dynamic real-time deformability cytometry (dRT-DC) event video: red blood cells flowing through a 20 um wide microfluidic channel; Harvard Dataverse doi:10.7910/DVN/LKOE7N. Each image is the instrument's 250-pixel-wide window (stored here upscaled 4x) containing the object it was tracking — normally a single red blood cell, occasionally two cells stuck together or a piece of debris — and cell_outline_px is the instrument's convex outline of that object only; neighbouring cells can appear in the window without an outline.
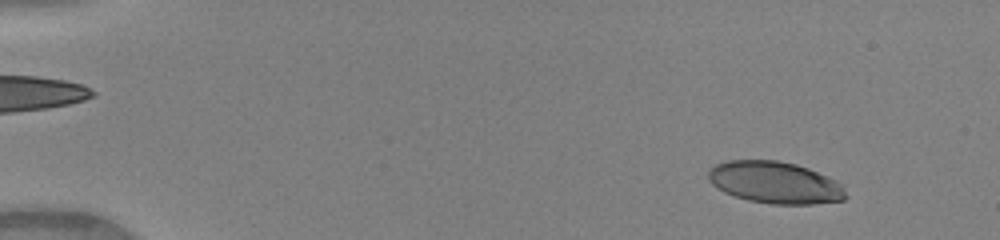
{"species": "human", "species_latin": "Homo sapiens", "temperature_condition": "warm", "stored_images_in_passage": 49, "camera_frame_rate_fps": 3000, "um_per_image_px": 0.085, "donor": {"sex": "female"}, "frame": {"image": 1, "passage_image": 5, "time_ms": 1.333, "image_size_px": [1000, 240], "cell_outline_px": [[848, 196], [844, 200], [812, 204], [772, 204], [748, 200], [724, 192], [712, 184], [708, 180], [708, 172], [716, 164], [728, 160], [776, 160], [796, 164], [808, 168], [828, 176], [836, 180], [844, 188]], "centroid_in_image_um": [65.89, 15.51], "position_along_channel_um": 19.1, "area_um2": 33.58}}
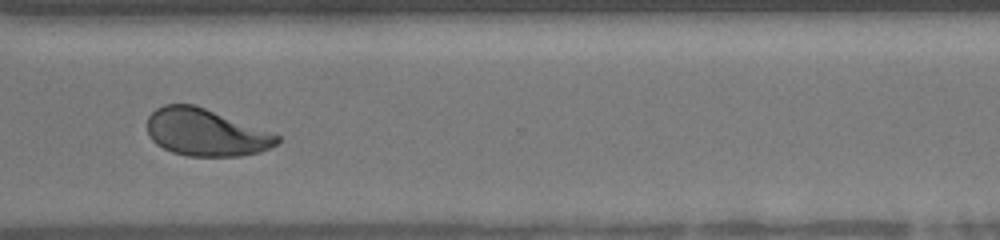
{"frame": {"image": 2, "passage_image": 38, "time_ms": 12.333, "image_size_px": [1000, 240], "cell_outline_px": [[280, 140], [276, 144], [260, 152], [240, 156], [188, 156], [172, 152], [156, 144], [148, 136], [148, 116], [156, 108], [164, 104], [192, 104], [204, 108], [280, 136]], "centroid_in_image_um": [17.44, 11.27], "position_along_channel_um": 353.2, "area_um2": 35.26}}
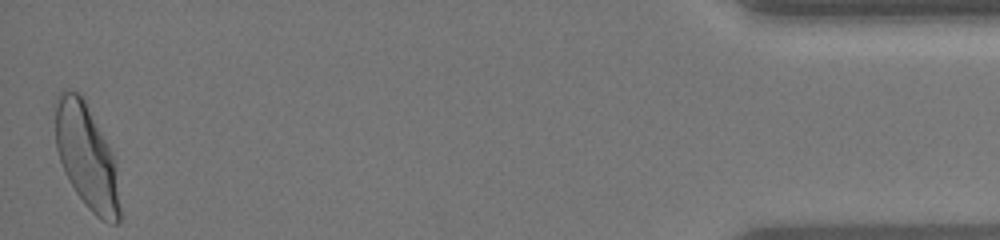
{"frame": {"image": 3, "passage_image": 49, "time_ms": 16.0, "image_size_px": [1000, 240], "cell_outline_px": [[120, 220], [116, 224], [108, 224], [100, 220], [84, 204], [76, 192], [60, 160], [56, 148], [52, 104], [56, 96], [64, 88], [68, 88], [76, 92], [84, 100], [112, 156], [120, 208]], "centroid_in_image_um": [7.28, 13.28], "position_along_channel_um": 427.9, "area_um2": 38.67}, "authors_computed_cell_mechanics": {"area_um2": 36.125, "velocity_mm_per_s": 4.1311, "shape_relaxation_time_tau1_ms": 4.2684, "shape_relaxation_time_tau2_ms": 0.8825, "deformation_change_tau1": 0.1939, "deformation_change_tau2": 0.0648}}